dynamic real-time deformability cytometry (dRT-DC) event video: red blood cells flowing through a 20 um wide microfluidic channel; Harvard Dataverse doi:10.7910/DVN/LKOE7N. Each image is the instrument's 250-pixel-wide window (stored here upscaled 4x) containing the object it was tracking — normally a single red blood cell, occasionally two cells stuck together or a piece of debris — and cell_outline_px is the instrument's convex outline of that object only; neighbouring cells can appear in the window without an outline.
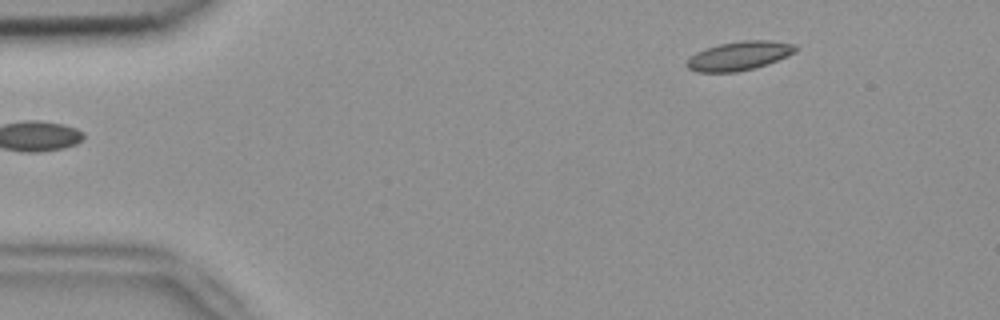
{"species": "common noctule bat (a hibernating species)", "species_latin": "Nyctalus noctula", "temperature_condition": "room temperature", "stored_images_in_passage": 47, "camera_frame_rate_fps": 3000, "um_per_image_px": 0.085, "animal": {"sex": "female", "body_mass_g": 18.4}, "frame": {"image": 1, "passage_image": 1, "time_ms": 0.0, "image_size_px": [1000, 320], "cell_outline_px": [[800, 48], [796, 52], [788, 56], [752, 68], [736, 72], [696, 72], [688, 68], [688, 60], [696, 52], [704, 48], [720, 44], [740, 40], [768, 40], [796, 44]], "centroid_in_image_um": [62.86, 4.72], "position_along_channel_um": 22.1, "area_um2": 18.21}}
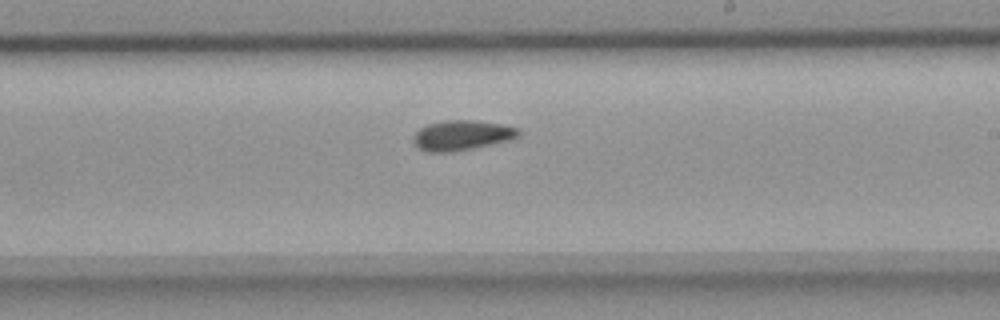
{"frame": {"image": 2, "passage_image": 25, "time_ms": 8.0, "image_size_px": [1000, 320], "cell_outline_px": [[520, 132], [516, 136], [508, 140], [472, 148], [452, 152], [428, 152], [416, 148], [412, 140], [412, 136], [420, 128], [428, 124], [444, 120], [476, 120], [500, 124], [516, 128]], "centroid_in_image_um": [39.16, 11.5], "position_along_channel_um": 249.8, "area_um2": 18.26}}
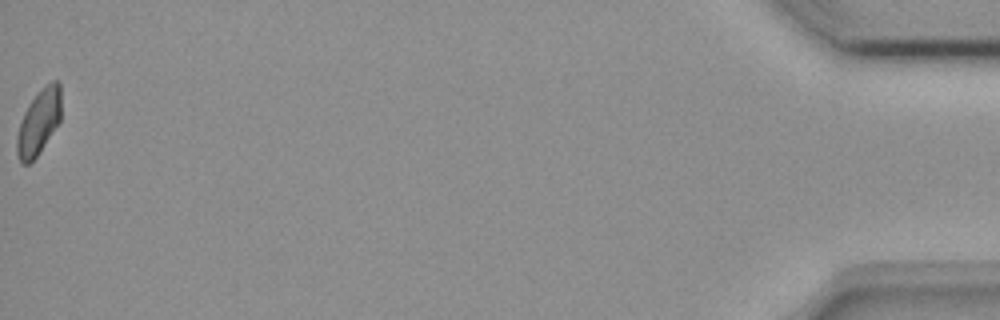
{"frame": {"image": 3, "passage_image": 47, "time_ms": 15.333, "image_size_px": [1000, 320], "cell_outline_px": [[60, 120], [36, 156], [28, 164], [24, 164], [20, 160], [16, 152], [16, 140], [20, 124], [24, 112], [28, 104], [52, 80], [60, 80]], "centroid_in_image_um": [3.29, 10.37], "position_along_channel_um": 431.9, "area_um2": 16.18}, "authors_computed_cell_mechanics": {"area_um2": 17.5712, "velocity_mm_per_s": 3.83, "shape_relaxation_time_tau1_ms": 5.6057, "shape_relaxation_time_tau2_ms": 3.8826, "deformation_change_tau1": 0.0999, "deformation_change_tau2": 0.0885}}